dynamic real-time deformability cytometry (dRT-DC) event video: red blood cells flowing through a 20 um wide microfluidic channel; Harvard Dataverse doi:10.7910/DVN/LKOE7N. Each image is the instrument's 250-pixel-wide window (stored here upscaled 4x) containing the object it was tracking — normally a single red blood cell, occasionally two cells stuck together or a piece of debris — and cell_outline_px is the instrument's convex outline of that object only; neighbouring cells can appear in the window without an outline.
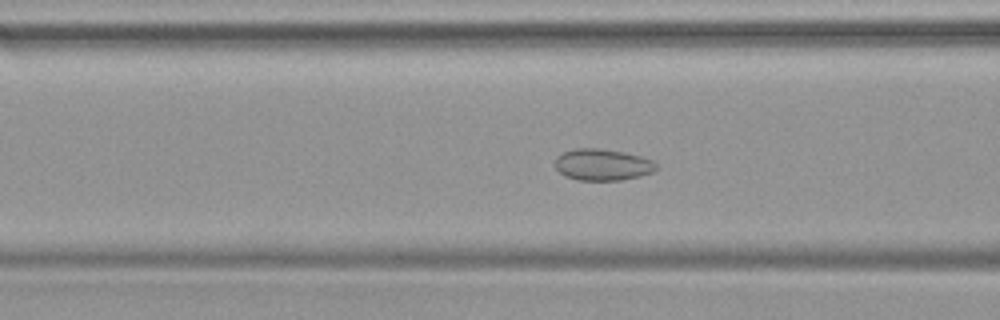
{"species": "common noctule bat (a hibernating species)", "species_latin": "Nyctalus noctula", "temperature_condition": "warm", "stored_images_in_passage": 43, "camera_frame_rate_fps": 3000, "um_per_image_px": 0.085, "animal": {"sex": "female", "body_mass_g": 19.9}, "frame": {"image": 1, "passage_image": 14, "time_ms": 4.333, "image_size_px": [1000, 320], "cell_outline_px": [[656, 168], [652, 172], [640, 176], [620, 180], [576, 180], [564, 176], [556, 168], [556, 156], [572, 148], [596, 148], [624, 152], [640, 156], [652, 160], [656, 164]], "centroid_in_image_um": [51.19, 14.0], "position_along_channel_um": 115.4, "area_um2": 18.55}}
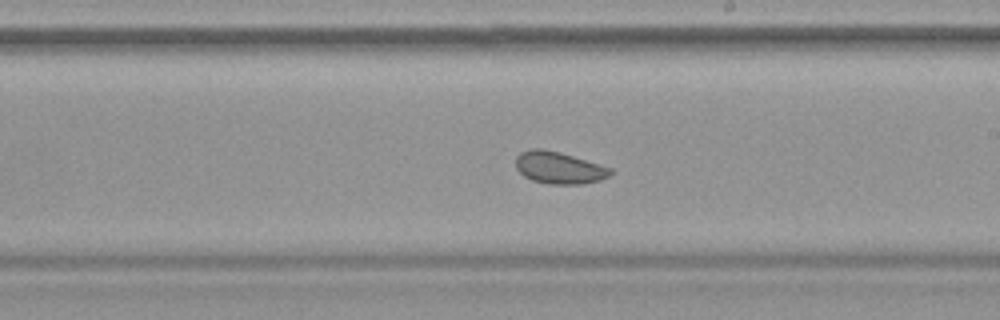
{"frame": {"image": 2, "passage_image": 23, "time_ms": 7.333, "image_size_px": [1000, 320], "cell_outline_px": [[612, 172], [608, 176], [600, 180], [584, 184], [548, 184], [532, 180], [524, 176], [516, 168], [516, 156], [520, 152], [532, 148], [540, 148], [560, 152], [612, 168]], "centroid_in_image_um": [47.5, 14.26], "position_along_channel_um": 241.5, "area_um2": 17.69}}
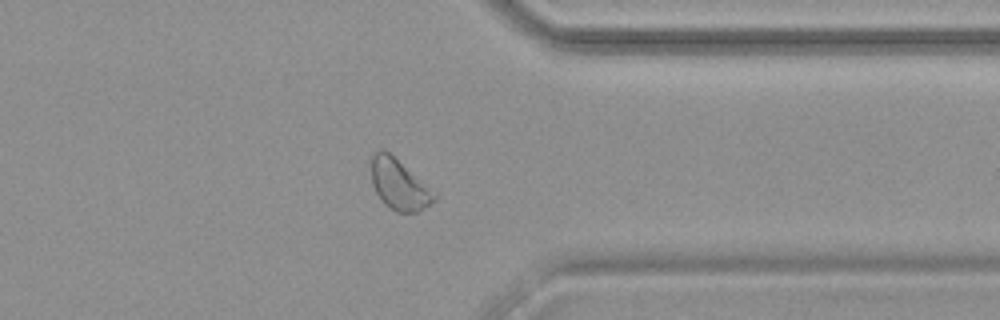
{"frame": {"image": 3, "passage_image": 33, "time_ms": 10.667, "image_size_px": [1000, 320], "cell_outline_px": [[436, 200], [424, 208], [416, 212], [396, 212], [388, 208], [380, 200], [372, 184], [372, 152], [380, 148], [384, 148], [436, 192]], "centroid_in_image_um": [33.91, 15.68], "position_along_channel_um": 377.5, "area_um2": 18.67}}